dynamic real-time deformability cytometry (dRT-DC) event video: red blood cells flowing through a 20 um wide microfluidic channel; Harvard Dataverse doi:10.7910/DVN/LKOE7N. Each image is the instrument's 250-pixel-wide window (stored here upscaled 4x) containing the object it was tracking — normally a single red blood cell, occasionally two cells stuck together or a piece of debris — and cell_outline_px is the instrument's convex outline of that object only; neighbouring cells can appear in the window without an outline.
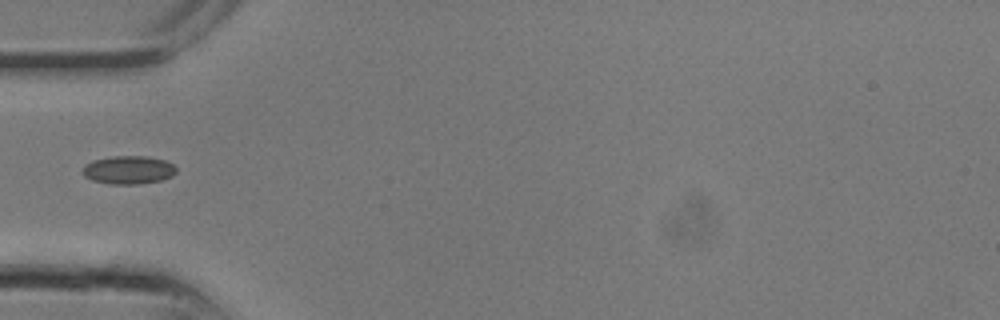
{"species": "common noctule bat (a hibernating species)", "species_latin": "Nyctalus noctula", "temperature_condition": "room temperature", "stored_images_in_passage": 8, "camera_frame_rate_fps": 3000, "um_per_image_px": 0.085, "animal": {"sex": "male", "body_mass_g": 13.3}, "frame": {"image": 1, "passage_image": 1, "time_ms": 0.0, "image_size_px": [1000, 320], "cell_outline_px": [[176, 172], [172, 176], [160, 180], [136, 184], [112, 184], [92, 180], [84, 176], [84, 164], [92, 160], [112, 156], [148, 156], [164, 160], [172, 164], [176, 168]], "centroid_in_image_um": [10.91, 14.43], "position_along_channel_um": 74.1, "area_um2": 15.32}}
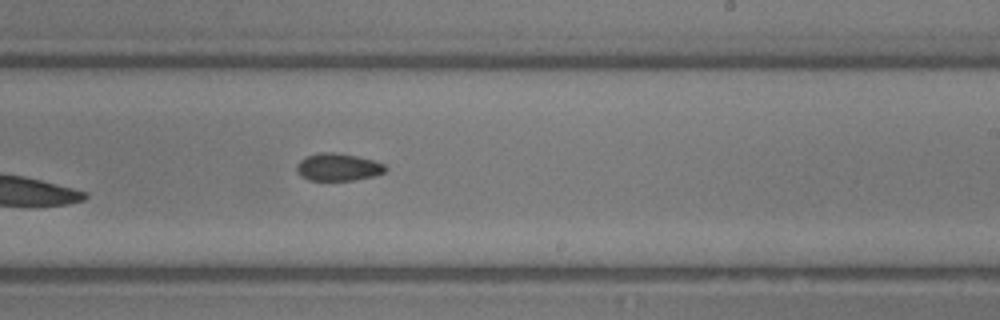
{"frame": {"image": 2, "passage_image": 8, "time_ms": 2.333, "image_size_px": [1000, 320], "cell_outline_px": [[388, 168], [384, 172], [376, 176], [352, 180], [308, 180], [300, 176], [296, 172], [296, 164], [304, 156], [320, 152], [332, 152], [356, 156], [372, 160], [384, 164]], "centroid_in_image_um": [28.7, 14.2], "position_along_channel_um": 260.3, "area_um2": 14.33}}